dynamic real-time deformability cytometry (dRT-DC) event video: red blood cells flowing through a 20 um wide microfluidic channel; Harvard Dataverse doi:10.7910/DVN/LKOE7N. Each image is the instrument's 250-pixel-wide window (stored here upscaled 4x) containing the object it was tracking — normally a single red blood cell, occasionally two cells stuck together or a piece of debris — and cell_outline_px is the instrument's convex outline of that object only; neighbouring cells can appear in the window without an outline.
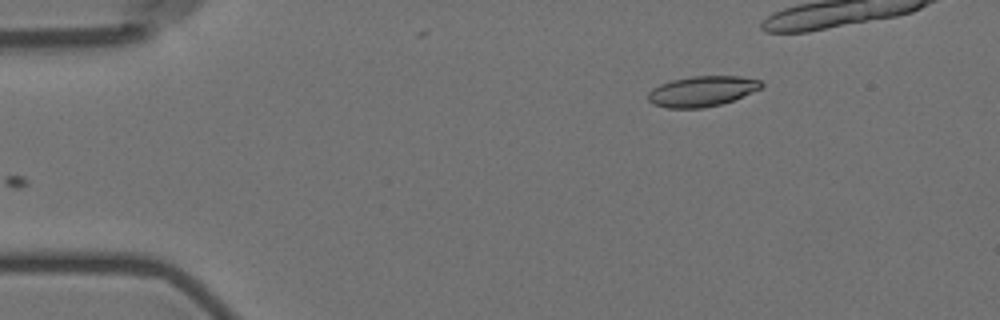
{"species": "Egyptian fruit bat (a non-hibernating species)", "species_latin": "Rousettus aegyptiacus", "temperature_condition": "room temperature", "stored_images_in_passage": 4, "camera_frame_rate_fps": 3000, "um_per_image_px": 0.085, "animal": {"sex": "female"}, "frame": {"image": 1, "passage_image": 4, "time_ms": 3.667, "image_size_px": [1000, 320], "cell_outline_px": [[764, 84], [760, 88], [752, 92], [732, 100], [720, 104], [704, 108], [668, 108], [652, 104], [648, 100], [648, 92], [652, 88], [660, 84], [672, 80], [692, 76], [740, 76], [760, 80]], "centroid_in_image_um": [59.64, 7.75], "position_along_channel_um": 25.4, "area_um2": 20.0}}